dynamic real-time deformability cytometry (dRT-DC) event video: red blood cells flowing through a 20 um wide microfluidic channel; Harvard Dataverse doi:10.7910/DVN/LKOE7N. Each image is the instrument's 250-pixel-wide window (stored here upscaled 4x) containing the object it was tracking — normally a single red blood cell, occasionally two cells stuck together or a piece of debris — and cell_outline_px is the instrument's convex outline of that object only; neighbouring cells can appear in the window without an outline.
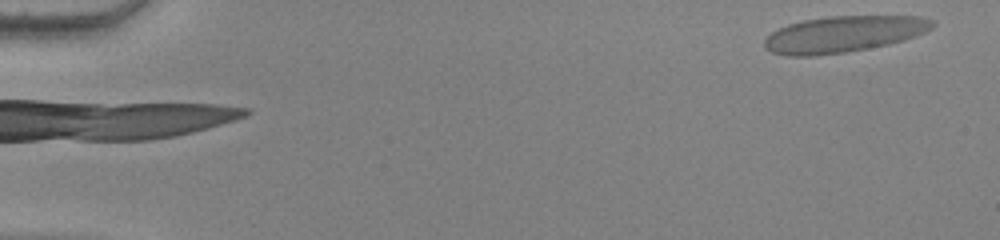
{"species": "human", "species_latin": "Homo sapiens", "temperature_condition": "warm", "stored_images_in_passage": 54, "camera_frame_rate_fps": 3000, "um_per_image_px": 0.085, "donor": {"sex": "female"}, "frame": {"image": 1, "passage_image": 1, "time_ms": 0.0, "image_size_px": [1000, 240], "cell_outline_px": [[936, 24], [932, 28], [924, 32], [904, 40], [888, 44], [848, 52], [816, 56], [788, 56], [772, 52], [764, 48], [764, 40], [772, 32], [788, 24], [804, 20], [828, 16], [920, 16], [936, 20]], "centroid_in_image_um": [71.72, 2.9], "position_along_channel_um": 13.3, "area_um2": 35.66}}
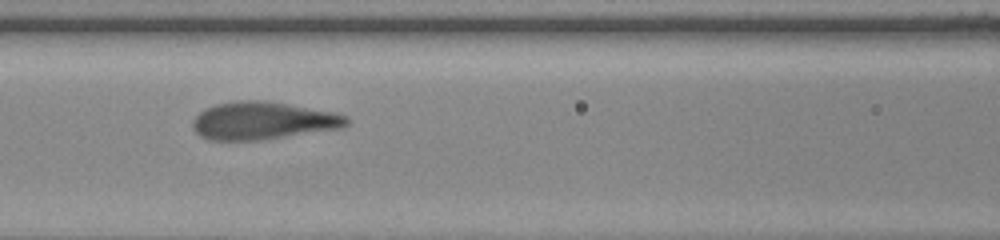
{"frame": {"image": 2, "passage_image": 24, "time_ms": 7.667, "image_size_px": [1000, 240], "cell_outline_px": [[352, 120], [344, 128], [264, 140], [208, 140], [200, 136], [192, 128], [192, 120], [204, 108], [216, 104], [240, 100], [264, 100], [340, 112], [348, 116]], "centroid_in_image_um": [22.42, 10.26], "position_along_channel_um": 144.2, "area_um2": 34.56}}
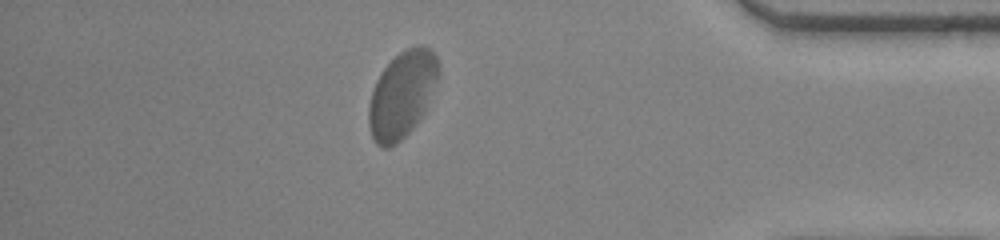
{"frame": {"image": 3, "passage_image": 47, "time_ms": 15.333, "image_size_px": [1000, 240], "cell_outline_px": [[440, 76], [424, 112], [416, 124], [396, 144], [388, 148], [380, 148], [376, 144], [372, 136], [368, 124], [368, 104], [376, 80], [384, 68], [400, 52], [408, 48], [420, 44], [432, 48], [440, 64]], "centroid_in_image_um": [34.19, 8.02], "position_along_channel_um": 401.0, "area_um2": 35.43}, "authors_computed_cell_mechanics": {"area_um2": 34.3332, "velocity_mm_per_s": 3.7349, "shape_relaxation_time_tau1_ms": 4.0, "shape_relaxation_time_tau2_ms": null, "deformation_change_tau1": 0.1631, "deformation_change_tau2": null}}